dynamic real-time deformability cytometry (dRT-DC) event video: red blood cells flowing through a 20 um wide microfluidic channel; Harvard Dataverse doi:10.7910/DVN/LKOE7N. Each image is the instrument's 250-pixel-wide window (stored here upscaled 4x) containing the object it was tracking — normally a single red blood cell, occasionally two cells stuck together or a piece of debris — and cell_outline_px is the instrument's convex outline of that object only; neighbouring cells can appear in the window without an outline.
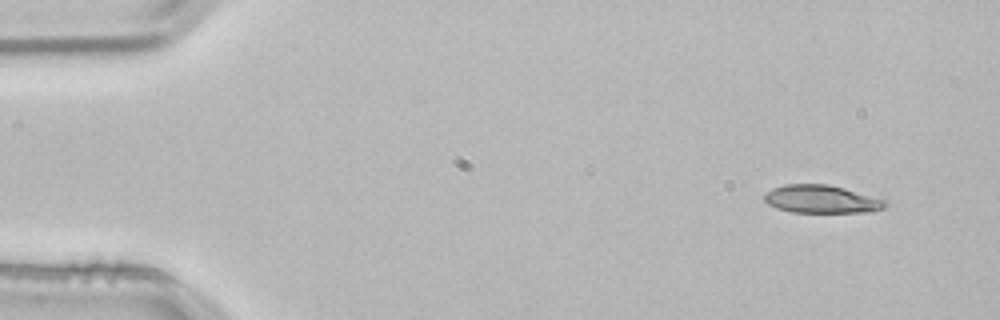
{"species": "common noctule bat (a hibernating species)", "species_latin": "Nyctalus noctula", "temperature_condition": "room temperature", "stored_images_in_passage": 3, "camera_frame_rate_fps": 3000, "um_per_image_px": 0.085, "animal": {"sex": "male", "body_mass_g": 21.5, "forearm_length_mm": 52.0}, "frame": {"image": 1, "passage_image": 1, "time_ms": 0.0, "image_size_px": [1000, 320], "cell_outline_px": [[888, 204], [884, 208], [872, 212], [792, 212], [776, 208], [768, 204], [764, 200], [764, 192], [772, 188], [784, 184], [828, 184], [844, 188], [888, 200]], "centroid_in_image_um": [69.83, 16.92], "position_along_channel_um": 15.2, "area_um2": 19.94}}